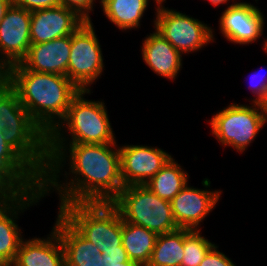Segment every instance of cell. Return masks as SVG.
Instances as JSON below:
<instances>
[{"label":"cell","mask_w":267,"mask_h":266,"mask_svg":"<svg viewBox=\"0 0 267 266\" xmlns=\"http://www.w3.org/2000/svg\"><path fill=\"white\" fill-rule=\"evenodd\" d=\"M118 143H48L45 197L56 193L58 205L111 203L123 188Z\"/></svg>","instance_id":"cell-1"},{"label":"cell","mask_w":267,"mask_h":266,"mask_svg":"<svg viewBox=\"0 0 267 266\" xmlns=\"http://www.w3.org/2000/svg\"><path fill=\"white\" fill-rule=\"evenodd\" d=\"M3 74L31 119L47 136L65 118L72 99L80 92L67 76L27 70L20 63Z\"/></svg>","instance_id":"cell-2"},{"label":"cell","mask_w":267,"mask_h":266,"mask_svg":"<svg viewBox=\"0 0 267 266\" xmlns=\"http://www.w3.org/2000/svg\"><path fill=\"white\" fill-rule=\"evenodd\" d=\"M0 127L6 144L43 179L49 167L48 136L5 79L0 83Z\"/></svg>","instance_id":"cell-3"},{"label":"cell","mask_w":267,"mask_h":266,"mask_svg":"<svg viewBox=\"0 0 267 266\" xmlns=\"http://www.w3.org/2000/svg\"><path fill=\"white\" fill-rule=\"evenodd\" d=\"M91 93L80 91L72 99L65 118L48 135V143L118 142L104 99H89Z\"/></svg>","instance_id":"cell-4"},{"label":"cell","mask_w":267,"mask_h":266,"mask_svg":"<svg viewBox=\"0 0 267 266\" xmlns=\"http://www.w3.org/2000/svg\"><path fill=\"white\" fill-rule=\"evenodd\" d=\"M58 212L102 252L122 245L123 219L112 203H69Z\"/></svg>","instance_id":"cell-5"},{"label":"cell","mask_w":267,"mask_h":266,"mask_svg":"<svg viewBox=\"0 0 267 266\" xmlns=\"http://www.w3.org/2000/svg\"><path fill=\"white\" fill-rule=\"evenodd\" d=\"M234 103L213 113L205 120L210 126V134L220 147H230L243 154L255 142L265 127L264 111L261 103Z\"/></svg>","instance_id":"cell-6"},{"label":"cell","mask_w":267,"mask_h":266,"mask_svg":"<svg viewBox=\"0 0 267 266\" xmlns=\"http://www.w3.org/2000/svg\"><path fill=\"white\" fill-rule=\"evenodd\" d=\"M123 221L143 226L157 235L178 230L169 201L161 199L145 185L124 186L111 202Z\"/></svg>","instance_id":"cell-7"},{"label":"cell","mask_w":267,"mask_h":266,"mask_svg":"<svg viewBox=\"0 0 267 266\" xmlns=\"http://www.w3.org/2000/svg\"><path fill=\"white\" fill-rule=\"evenodd\" d=\"M152 26L184 57L216 43V31L210 24L177 9L154 4ZM187 54V55H186Z\"/></svg>","instance_id":"cell-8"},{"label":"cell","mask_w":267,"mask_h":266,"mask_svg":"<svg viewBox=\"0 0 267 266\" xmlns=\"http://www.w3.org/2000/svg\"><path fill=\"white\" fill-rule=\"evenodd\" d=\"M92 21H84L71 35L68 78L80 91H92L106 70L101 42Z\"/></svg>","instance_id":"cell-9"},{"label":"cell","mask_w":267,"mask_h":266,"mask_svg":"<svg viewBox=\"0 0 267 266\" xmlns=\"http://www.w3.org/2000/svg\"><path fill=\"white\" fill-rule=\"evenodd\" d=\"M252 2L238 0L230 7L222 8L218 18V30L228 43L238 46H249L255 42L262 41V50H267V36L265 37V14ZM224 10V11H223ZM264 37V38H262Z\"/></svg>","instance_id":"cell-10"},{"label":"cell","mask_w":267,"mask_h":266,"mask_svg":"<svg viewBox=\"0 0 267 266\" xmlns=\"http://www.w3.org/2000/svg\"><path fill=\"white\" fill-rule=\"evenodd\" d=\"M201 183L203 189L190 183L170 201L179 228L202 230L203 221L215 210L224 194L221 189L211 188V181L207 177Z\"/></svg>","instance_id":"cell-11"},{"label":"cell","mask_w":267,"mask_h":266,"mask_svg":"<svg viewBox=\"0 0 267 266\" xmlns=\"http://www.w3.org/2000/svg\"><path fill=\"white\" fill-rule=\"evenodd\" d=\"M123 187L145 185L174 156L158 146L118 144Z\"/></svg>","instance_id":"cell-12"},{"label":"cell","mask_w":267,"mask_h":266,"mask_svg":"<svg viewBox=\"0 0 267 266\" xmlns=\"http://www.w3.org/2000/svg\"><path fill=\"white\" fill-rule=\"evenodd\" d=\"M30 27L31 12L11 4L0 22V73L27 55L31 46Z\"/></svg>","instance_id":"cell-13"},{"label":"cell","mask_w":267,"mask_h":266,"mask_svg":"<svg viewBox=\"0 0 267 266\" xmlns=\"http://www.w3.org/2000/svg\"><path fill=\"white\" fill-rule=\"evenodd\" d=\"M43 198L46 199L42 187L30 194L15 196L0 211V264L2 266L13 264L20 243L25 238L24 230L19 226L18 220L25 211L27 213L30 208L40 205Z\"/></svg>","instance_id":"cell-14"},{"label":"cell","mask_w":267,"mask_h":266,"mask_svg":"<svg viewBox=\"0 0 267 266\" xmlns=\"http://www.w3.org/2000/svg\"><path fill=\"white\" fill-rule=\"evenodd\" d=\"M0 185L15 196L42 188V178L10 147L0 127Z\"/></svg>","instance_id":"cell-15"},{"label":"cell","mask_w":267,"mask_h":266,"mask_svg":"<svg viewBox=\"0 0 267 266\" xmlns=\"http://www.w3.org/2000/svg\"><path fill=\"white\" fill-rule=\"evenodd\" d=\"M85 20L64 6L31 12V45L72 35Z\"/></svg>","instance_id":"cell-16"},{"label":"cell","mask_w":267,"mask_h":266,"mask_svg":"<svg viewBox=\"0 0 267 266\" xmlns=\"http://www.w3.org/2000/svg\"><path fill=\"white\" fill-rule=\"evenodd\" d=\"M152 30V33L142 38V62L158 77L174 82L181 73L184 57L156 29L154 30V27Z\"/></svg>","instance_id":"cell-17"},{"label":"cell","mask_w":267,"mask_h":266,"mask_svg":"<svg viewBox=\"0 0 267 266\" xmlns=\"http://www.w3.org/2000/svg\"><path fill=\"white\" fill-rule=\"evenodd\" d=\"M71 35L31 45L20 64L27 70L68 77Z\"/></svg>","instance_id":"cell-18"},{"label":"cell","mask_w":267,"mask_h":266,"mask_svg":"<svg viewBox=\"0 0 267 266\" xmlns=\"http://www.w3.org/2000/svg\"><path fill=\"white\" fill-rule=\"evenodd\" d=\"M51 231L45 237L24 238L12 266H65V254L58 232Z\"/></svg>","instance_id":"cell-19"},{"label":"cell","mask_w":267,"mask_h":266,"mask_svg":"<svg viewBox=\"0 0 267 266\" xmlns=\"http://www.w3.org/2000/svg\"><path fill=\"white\" fill-rule=\"evenodd\" d=\"M56 213L52 227L62 242L65 266H102L103 257L98 247L86 240L58 211Z\"/></svg>","instance_id":"cell-20"},{"label":"cell","mask_w":267,"mask_h":266,"mask_svg":"<svg viewBox=\"0 0 267 266\" xmlns=\"http://www.w3.org/2000/svg\"><path fill=\"white\" fill-rule=\"evenodd\" d=\"M150 0H101L100 8L108 22L125 33L141 28ZM152 3L158 4L155 0ZM147 10V11H146Z\"/></svg>","instance_id":"cell-21"},{"label":"cell","mask_w":267,"mask_h":266,"mask_svg":"<svg viewBox=\"0 0 267 266\" xmlns=\"http://www.w3.org/2000/svg\"><path fill=\"white\" fill-rule=\"evenodd\" d=\"M189 173L173 156L145 186L161 199L170 202L189 184L191 178Z\"/></svg>","instance_id":"cell-22"},{"label":"cell","mask_w":267,"mask_h":266,"mask_svg":"<svg viewBox=\"0 0 267 266\" xmlns=\"http://www.w3.org/2000/svg\"><path fill=\"white\" fill-rule=\"evenodd\" d=\"M158 235L143 226L123 221L122 245L130 260L146 266L150 260Z\"/></svg>","instance_id":"cell-23"},{"label":"cell","mask_w":267,"mask_h":266,"mask_svg":"<svg viewBox=\"0 0 267 266\" xmlns=\"http://www.w3.org/2000/svg\"><path fill=\"white\" fill-rule=\"evenodd\" d=\"M190 229L179 228L158 235L150 260L146 266H181L184 257V238Z\"/></svg>","instance_id":"cell-24"},{"label":"cell","mask_w":267,"mask_h":266,"mask_svg":"<svg viewBox=\"0 0 267 266\" xmlns=\"http://www.w3.org/2000/svg\"><path fill=\"white\" fill-rule=\"evenodd\" d=\"M202 230H190L184 238V257L181 266H199L207 252L216 244Z\"/></svg>","instance_id":"cell-25"},{"label":"cell","mask_w":267,"mask_h":266,"mask_svg":"<svg viewBox=\"0 0 267 266\" xmlns=\"http://www.w3.org/2000/svg\"><path fill=\"white\" fill-rule=\"evenodd\" d=\"M258 69L260 70H256L249 76V91L253 95L249 99L246 97L248 102L262 103L267 98V69L264 67Z\"/></svg>","instance_id":"cell-26"},{"label":"cell","mask_w":267,"mask_h":266,"mask_svg":"<svg viewBox=\"0 0 267 266\" xmlns=\"http://www.w3.org/2000/svg\"><path fill=\"white\" fill-rule=\"evenodd\" d=\"M96 3L101 4V0H60L61 6L74 10L85 21H92Z\"/></svg>","instance_id":"cell-27"},{"label":"cell","mask_w":267,"mask_h":266,"mask_svg":"<svg viewBox=\"0 0 267 266\" xmlns=\"http://www.w3.org/2000/svg\"><path fill=\"white\" fill-rule=\"evenodd\" d=\"M199 266H237L232 258L219 250L217 243L207 252Z\"/></svg>","instance_id":"cell-28"},{"label":"cell","mask_w":267,"mask_h":266,"mask_svg":"<svg viewBox=\"0 0 267 266\" xmlns=\"http://www.w3.org/2000/svg\"><path fill=\"white\" fill-rule=\"evenodd\" d=\"M11 4L29 12L60 6V0H11Z\"/></svg>","instance_id":"cell-29"},{"label":"cell","mask_w":267,"mask_h":266,"mask_svg":"<svg viewBox=\"0 0 267 266\" xmlns=\"http://www.w3.org/2000/svg\"><path fill=\"white\" fill-rule=\"evenodd\" d=\"M101 253L102 263H124L130 260L123 245L119 249L103 250Z\"/></svg>","instance_id":"cell-30"},{"label":"cell","mask_w":267,"mask_h":266,"mask_svg":"<svg viewBox=\"0 0 267 266\" xmlns=\"http://www.w3.org/2000/svg\"><path fill=\"white\" fill-rule=\"evenodd\" d=\"M205 1V0H204ZM210 6H214L215 8L221 7V5H226L230 7L235 4L238 0H206Z\"/></svg>","instance_id":"cell-31"},{"label":"cell","mask_w":267,"mask_h":266,"mask_svg":"<svg viewBox=\"0 0 267 266\" xmlns=\"http://www.w3.org/2000/svg\"><path fill=\"white\" fill-rule=\"evenodd\" d=\"M11 6V0H0V22L3 20L7 9Z\"/></svg>","instance_id":"cell-32"},{"label":"cell","mask_w":267,"mask_h":266,"mask_svg":"<svg viewBox=\"0 0 267 266\" xmlns=\"http://www.w3.org/2000/svg\"><path fill=\"white\" fill-rule=\"evenodd\" d=\"M15 197L13 194H0V211Z\"/></svg>","instance_id":"cell-33"},{"label":"cell","mask_w":267,"mask_h":266,"mask_svg":"<svg viewBox=\"0 0 267 266\" xmlns=\"http://www.w3.org/2000/svg\"><path fill=\"white\" fill-rule=\"evenodd\" d=\"M102 266H142L139 262L129 260L124 263H102Z\"/></svg>","instance_id":"cell-34"},{"label":"cell","mask_w":267,"mask_h":266,"mask_svg":"<svg viewBox=\"0 0 267 266\" xmlns=\"http://www.w3.org/2000/svg\"><path fill=\"white\" fill-rule=\"evenodd\" d=\"M264 111L265 126L267 124V98L261 103Z\"/></svg>","instance_id":"cell-35"},{"label":"cell","mask_w":267,"mask_h":266,"mask_svg":"<svg viewBox=\"0 0 267 266\" xmlns=\"http://www.w3.org/2000/svg\"><path fill=\"white\" fill-rule=\"evenodd\" d=\"M0 194H12L11 192L5 190L1 185H0Z\"/></svg>","instance_id":"cell-36"},{"label":"cell","mask_w":267,"mask_h":266,"mask_svg":"<svg viewBox=\"0 0 267 266\" xmlns=\"http://www.w3.org/2000/svg\"><path fill=\"white\" fill-rule=\"evenodd\" d=\"M158 4H161V3H166L167 0H155Z\"/></svg>","instance_id":"cell-37"},{"label":"cell","mask_w":267,"mask_h":266,"mask_svg":"<svg viewBox=\"0 0 267 266\" xmlns=\"http://www.w3.org/2000/svg\"><path fill=\"white\" fill-rule=\"evenodd\" d=\"M4 80V74L0 73V83Z\"/></svg>","instance_id":"cell-38"}]
</instances>
